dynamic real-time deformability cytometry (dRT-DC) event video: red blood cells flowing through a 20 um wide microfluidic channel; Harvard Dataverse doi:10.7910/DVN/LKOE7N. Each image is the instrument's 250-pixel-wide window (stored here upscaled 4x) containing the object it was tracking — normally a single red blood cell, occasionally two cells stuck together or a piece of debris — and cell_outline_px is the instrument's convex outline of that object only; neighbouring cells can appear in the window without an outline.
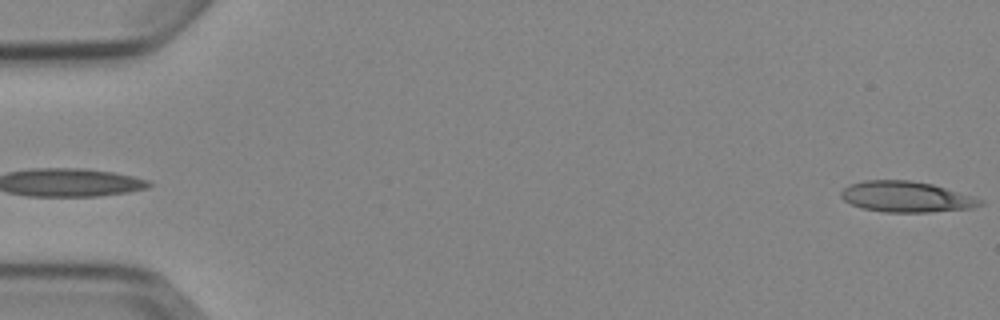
{"species": "Egyptian fruit bat (a non-hibernating species)", "species_latin": "Rousettus aegyptiacus", "temperature_condition": "cold", "stored_images_in_passage": 4, "segment_of_instrument_passage": [2, 2], "camera_frame_rate_fps": 3000, "um_per_image_px": 0.085, "animal": {"sex": "female"}, "frame": {"image": 1, "passage_image": 4, "time_ms": 3.667, "image_size_px": [1000, 320], "cell_outline_px": [[984, 204], [972, 208], [928, 212], [884, 212], [864, 208], [852, 204], [844, 200], [840, 196], [840, 192], [848, 184], [864, 180], [912, 180], [932, 184], [972, 196], [984, 200]], "centroid_in_image_um": [77.02, 16.72], "position_along_channel_um": 8.0, "area_um2": 24.91}}